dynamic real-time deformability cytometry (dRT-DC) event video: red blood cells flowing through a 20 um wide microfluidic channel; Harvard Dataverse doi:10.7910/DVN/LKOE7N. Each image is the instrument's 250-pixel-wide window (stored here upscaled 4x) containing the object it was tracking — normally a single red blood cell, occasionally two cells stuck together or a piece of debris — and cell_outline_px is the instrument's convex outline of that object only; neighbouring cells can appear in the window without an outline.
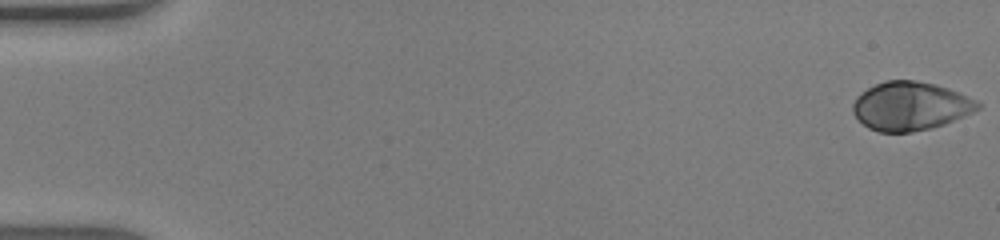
{"species": "human", "species_latin": "Homo sapiens", "temperature_condition": "warm", "stored_images_in_passage": 48, "camera_frame_rate_fps": 3000, "um_per_image_px": 0.085, "donor": {"sex": "male"}, "frame": {"image": 1, "passage_image": 1, "time_ms": 0.0, "image_size_px": [1000, 240], "cell_outline_px": [[980, 108], [964, 116], [944, 124], [932, 128], [912, 132], [880, 132], [868, 128], [852, 112], [852, 104], [856, 96], [860, 92], [884, 80], [916, 80], [936, 84], [960, 92], [976, 100], [980, 104]], "centroid_in_image_um": [77.37, 9.01], "position_along_channel_um": 7.6, "area_um2": 35.49}}
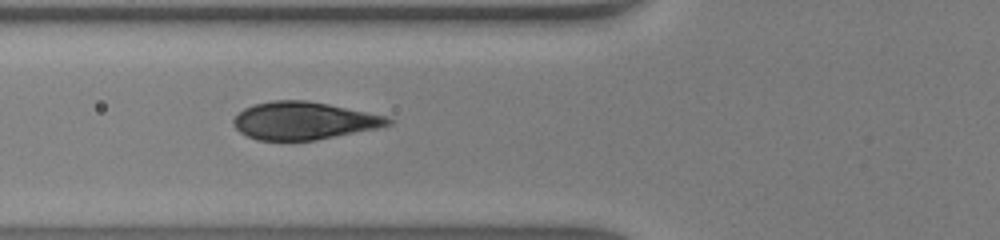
{"frame": {"image": 2, "passage_image": 19, "time_ms": 6.0, "image_size_px": [1000, 240], "cell_outline_px": [[392, 124], [376, 128], [316, 140], [256, 140], [240, 132], [232, 124], [232, 120], [244, 108], [252, 104], [276, 100], [304, 100], [328, 104], [388, 116], [392, 120]], "centroid_in_image_um": [25.8, 10.26], "position_along_channel_um": 100.0, "area_um2": 33.76}}
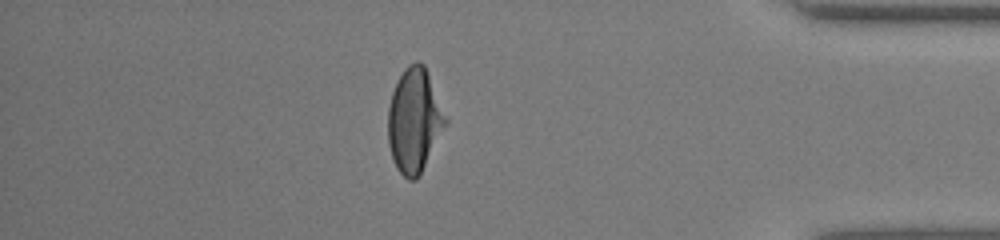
{"frame": {"image": 3, "passage_image": 42, "time_ms": 13.667, "image_size_px": [1000, 240], "cell_outline_px": [[448, 124], [416, 180], [408, 180], [396, 168], [388, 144], [388, 108], [392, 92], [404, 68], [408, 64], [416, 60], [420, 60], [424, 64], [448, 120]], "centroid_in_image_um": [35.22, 10.22], "position_along_channel_um": 400.0, "area_um2": 34.85}}